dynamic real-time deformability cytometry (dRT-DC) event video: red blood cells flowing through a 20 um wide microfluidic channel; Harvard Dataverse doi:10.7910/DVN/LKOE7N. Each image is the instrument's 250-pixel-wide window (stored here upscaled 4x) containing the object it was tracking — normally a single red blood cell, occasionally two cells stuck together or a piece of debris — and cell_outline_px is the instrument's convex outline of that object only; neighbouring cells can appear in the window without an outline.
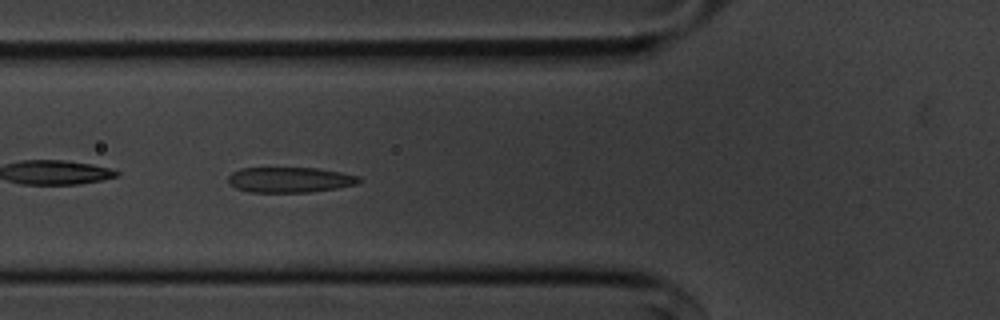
{"species": "common noctule bat (a hibernating species)", "species_latin": "Nyctalus noctula", "temperature_condition": "cold", "stored_images_in_passage": 43, "camera_frame_rate_fps": 3000, "um_per_image_px": 0.085, "animal": {"sex": "male", "body_mass_g": 20.1, "forearm_length_mm": 53.5}, "frame": {"image": 1, "passage_image": 8, "time_ms": 2.333, "image_size_px": [1000, 320], "cell_outline_px": [[360, 180], [356, 184], [336, 188], [308, 192], [248, 192], [236, 188], [228, 180], [228, 176], [232, 172], [240, 168], [316, 168], [340, 172], [360, 176]], "centroid_in_image_um": [24.62, 15.28], "position_along_channel_um": 101.2, "area_um2": 19.19}}
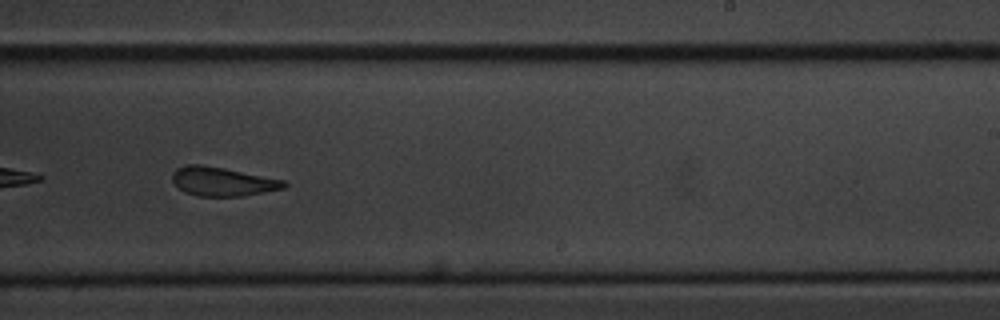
{"frame": {"image": 2, "passage_image": 22, "time_ms": 7.0, "image_size_px": [1000, 320], "cell_outline_px": [[288, 184], [284, 188], [240, 196], [196, 196], [184, 192], [172, 180], [172, 172], [176, 168], [188, 164], [200, 164], [224, 168], [284, 180]], "centroid_in_image_um": [18.87, 15.42], "position_along_channel_um": 270.1, "area_um2": 18.67}}
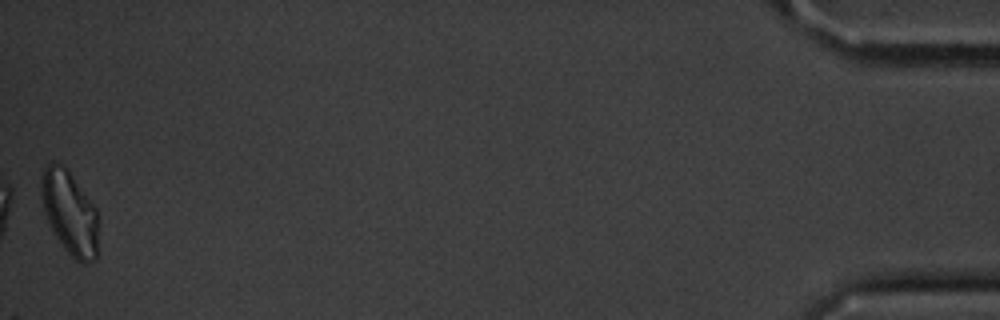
{"frame": {"image": 3, "passage_image": 43, "time_ms": 14.0, "image_size_px": [1000, 320], "cell_outline_px": [[96, 260], [84, 264], [80, 264], [64, 248], [52, 232], [48, 224], [44, 212], [40, 196], [40, 176], [44, 168], [52, 160], [64, 164], [68, 168], [96, 208]], "centroid_in_image_um": [5.86, 18.02], "position_along_channel_um": 429.3, "area_um2": 28.21}, "authors_computed_cell_mechanics": {"area_um2": 20.4612, "velocity_mm_per_s": 3.6158, "shape_relaxation_time_tau1_ms": 3.3002, "shape_relaxation_time_tau2_ms": 2.2981, "deformation_change_tau1": 0.113, "deformation_change_tau2": 0.1077}}